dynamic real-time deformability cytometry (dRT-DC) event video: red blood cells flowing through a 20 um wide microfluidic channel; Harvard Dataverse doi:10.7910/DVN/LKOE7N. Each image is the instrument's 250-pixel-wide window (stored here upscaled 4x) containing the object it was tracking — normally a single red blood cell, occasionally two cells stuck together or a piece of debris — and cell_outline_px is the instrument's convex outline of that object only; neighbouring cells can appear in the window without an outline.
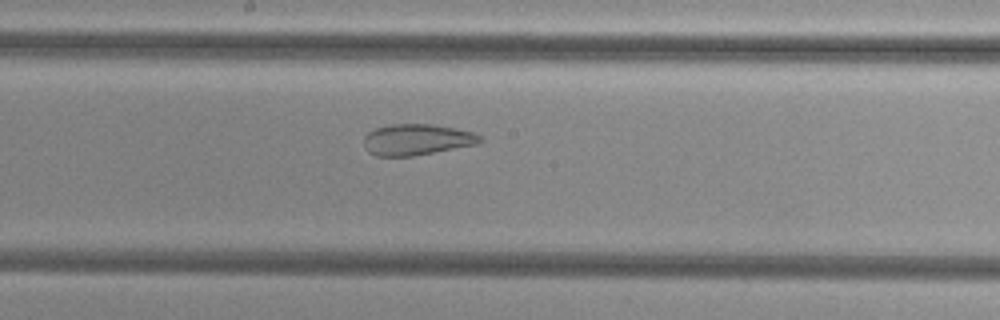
{"species": "common noctule bat (a hibernating species)", "species_latin": "Nyctalus noctula", "temperature_condition": "cold", "stored_images_in_passage": 50, "camera_frame_rate_fps": 3000, "um_per_image_px": 0.085, "animal": {"sex": "female", "body_mass_g": 29.2, "forearm_length_mm": 56.3}, "frame": {"image": 1, "passage_image": 26, "time_ms": 8.333, "image_size_px": [1000, 320], "cell_outline_px": [[484, 140], [480, 144], [412, 156], [376, 156], [368, 152], [364, 148], [364, 136], [368, 132], [376, 128], [392, 124], [432, 124], [456, 128], [476, 132]], "centroid_in_image_um": [35.46, 11.86], "position_along_channel_um": 212.7, "area_um2": 21.33}}
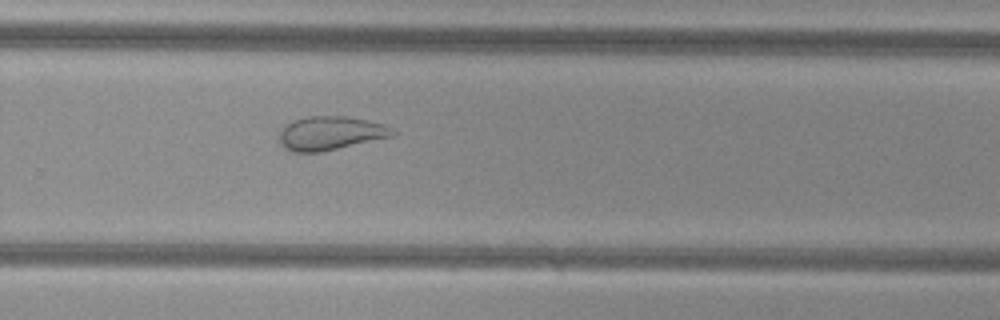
{"frame": {"image": 2, "passage_image": 33, "time_ms": 10.667, "image_size_px": [1000, 320], "cell_outline_px": [[396, 132], [392, 136], [320, 152], [292, 152], [284, 148], [280, 144], [280, 128], [284, 124], [292, 120], [304, 116], [348, 116], [368, 120], [384, 124]], "centroid_in_image_um": [28.02, 11.3], "position_along_channel_um": 301.8, "area_um2": 22.37}}
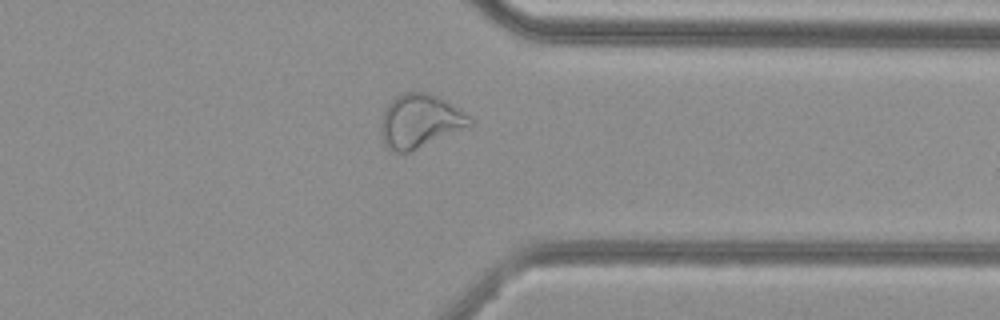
{"frame": {"image": 3, "passage_image": 39, "time_ms": 12.667, "image_size_px": [1000, 320], "cell_outline_px": [[472, 124], [408, 152], [392, 152], [384, 144], [380, 136], [380, 124], [384, 108], [396, 96], [404, 92], [428, 92], [460, 108], [472, 120]], "centroid_in_image_um": [35.62, 10.28], "position_along_channel_um": 375.8, "area_um2": 27.4}, "authors_computed_cell_mechanics": {"area_um2": 29.2757, "velocity_mm_per_s": 3.8196, "shape_relaxation_time_tau1_ms": null, "shape_relaxation_time_tau2_ms": 2.0033, "deformation_change_tau1": null, "deformation_change_tau2": 0.0945}}